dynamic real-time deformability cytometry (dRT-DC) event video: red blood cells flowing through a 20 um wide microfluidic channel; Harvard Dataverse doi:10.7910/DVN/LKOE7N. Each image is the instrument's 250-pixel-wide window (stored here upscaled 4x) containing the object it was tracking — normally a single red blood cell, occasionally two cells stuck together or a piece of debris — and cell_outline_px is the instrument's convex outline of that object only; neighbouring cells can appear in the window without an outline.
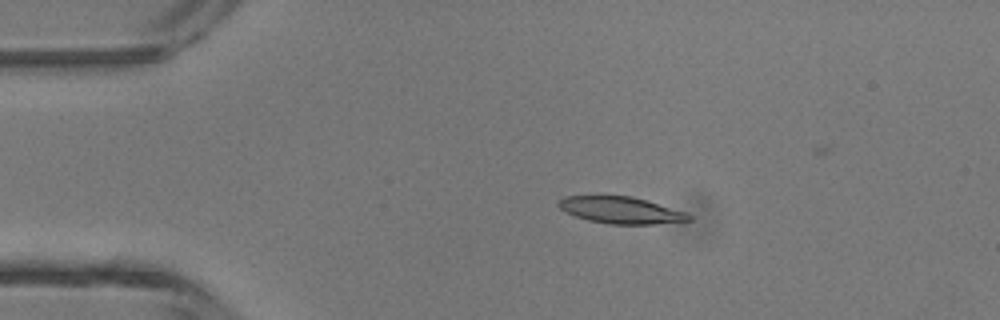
{"species": "common noctule bat (a hibernating species)", "species_latin": "Nyctalus noctula", "temperature_condition": "room temperature", "stored_images_in_passage": 3, "camera_frame_rate_fps": 3000, "um_per_image_px": 0.085, "animal": {"sex": "male", "body_mass_g": 13.3}, "frame": {"image": 1, "passage_image": 2, "time_ms": 0.333, "image_size_px": [1000, 320], "cell_outline_px": [[692, 220], [652, 224], [608, 224], [588, 220], [564, 212], [556, 204], [564, 196], [632, 196], [688, 212], [692, 216]], "centroid_in_image_um": [52.79, 17.86], "position_along_channel_um": 32.2, "area_um2": 20.35}}